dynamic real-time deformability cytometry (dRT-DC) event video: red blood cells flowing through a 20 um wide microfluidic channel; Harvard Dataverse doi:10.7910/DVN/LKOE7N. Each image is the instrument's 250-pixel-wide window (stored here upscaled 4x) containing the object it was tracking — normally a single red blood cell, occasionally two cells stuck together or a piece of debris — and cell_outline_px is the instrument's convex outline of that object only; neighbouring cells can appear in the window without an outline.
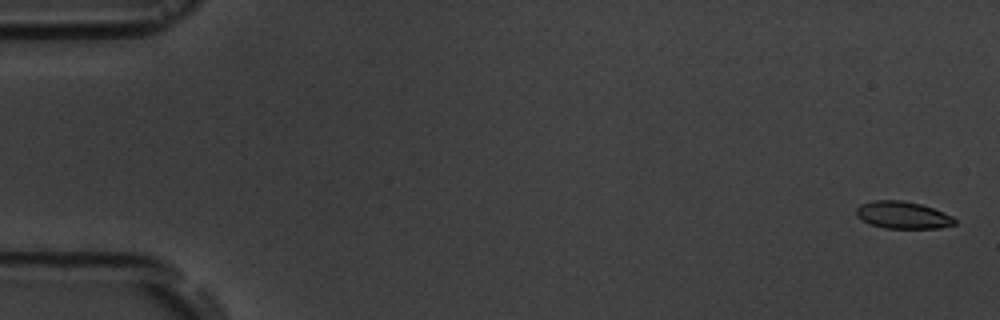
{"species": "common noctule bat (a hibernating species)", "species_latin": "Nyctalus noctula", "temperature_condition": "room temperature", "stored_images_in_passage": 6, "camera_frame_rate_fps": 3000, "um_per_image_px": 0.085, "animal": {"sex": "male", "body_mass_g": 19.5, "forearm_length_mm": 54.6}, "frame": {"image": 1, "passage_image": 1, "time_ms": 0.0, "image_size_px": [1000, 320], "cell_outline_px": [[956, 224], [940, 228], [884, 228], [868, 224], [856, 216], [856, 208], [860, 204], [872, 200], [904, 200], [920, 204], [944, 212], [952, 216], [956, 220]], "centroid_in_image_um": [76.71, 18.28], "position_along_channel_um": 8.3, "area_um2": 15.78}}
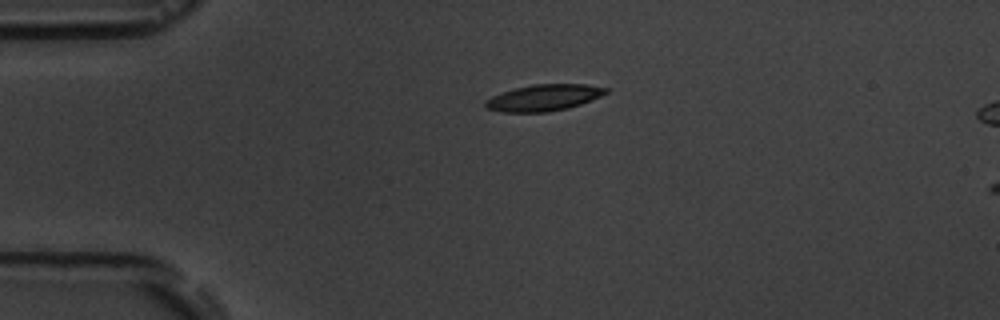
{"frame": {"image": 2, "passage_image": 6, "time_ms": 6.667, "image_size_px": [1000, 320], "cell_outline_px": [[608, 92], [592, 100], [568, 108], [548, 112], [504, 112], [488, 108], [484, 104], [484, 100], [492, 96], [516, 88], [532, 84], [588, 84], [608, 88]], "centroid_in_image_um": [46.25, 8.3], "position_along_channel_um": 38.8, "area_um2": 18.44}}